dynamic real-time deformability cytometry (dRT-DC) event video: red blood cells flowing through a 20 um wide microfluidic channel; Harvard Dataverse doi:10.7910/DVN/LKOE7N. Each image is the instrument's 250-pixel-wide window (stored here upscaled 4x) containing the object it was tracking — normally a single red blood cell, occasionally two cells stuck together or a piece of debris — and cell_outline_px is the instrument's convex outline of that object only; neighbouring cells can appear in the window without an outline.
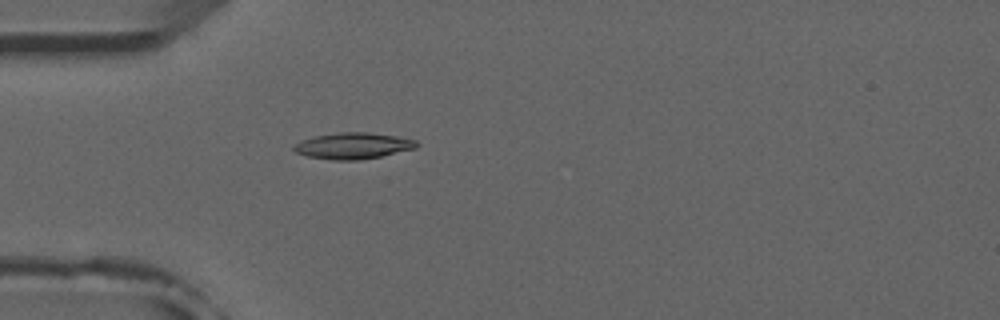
{"species": "common noctule bat (a hibernating species)", "species_latin": "Nyctalus noctula", "temperature_condition": "room temperature", "stored_images_in_passage": 52, "camera_frame_rate_fps": 3000, "um_per_image_px": 0.085, "animal": {"sex": "male", "forearm_length_mm": 52.5}, "frame": {"image": 1, "passage_image": 15, "time_ms": 4.667, "image_size_px": [1000, 320], "cell_outline_px": [[420, 144], [416, 148], [380, 156], [360, 160], [332, 160], [308, 156], [296, 152], [292, 148], [300, 140], [312, 136], [340, 132], [368, 132], [396, 136], [416, 140]], "centroid_in_image_um": [30.01, 12.38], "position_along_channel_um": 55.0, "area_um2": 18.79}}
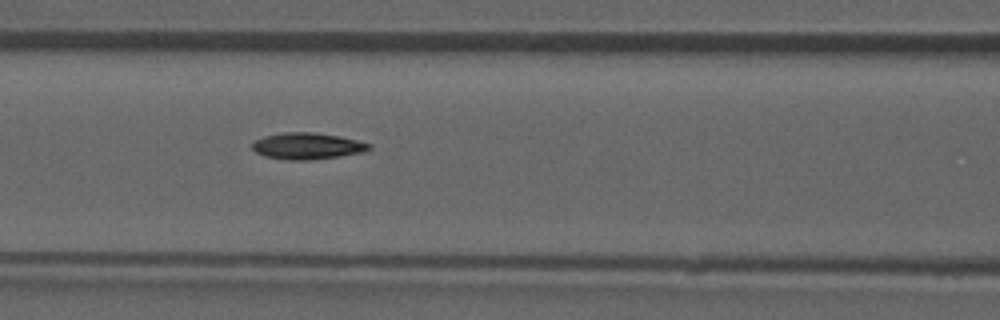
{"frame": {"image": 2, "passage_image": 22, "time_ms": 7.0, "image_size_px": [1000, 320], "cell_outline_px": [[372, 148], [364, 152], [340, 156], [308, 160], [288, 160], [264, 156], [256, 152], [252, 148], [252, 144], [256, 140], [264, 136], [284, 132], [312, 132], [340, 136], [372, 144]], "centroid_in_image_um": [26.14, 12.41], "position_along_channel_um": 140.5, "area_um2": 18.03}}
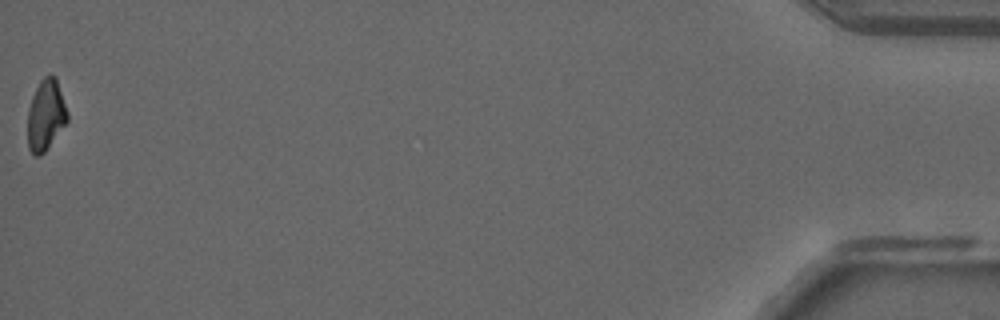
{"frame": {"image": 3, "passage_image": 52, "time_ms": 17.0, "image_size_px": [1000, 320], "cell_outline_px": [[68, 120], [44, 152], [40, 156], [36, 156], [28, 148], [28, 108], [32, 96], [40, 80], [48, 72], [56, 76], [68, 112]], "centroid_in_image_um": [3.89, 9.73], "position_along_channel_um": 431.3, "area_um2": 16.47}, "authors_computed_cell_mechanics": {"area_um2": 17.629, "velocity_mm_per_s": 3.939, "shape_relaxation_time_tau1_ms": 11.2488, "shape_relaxation_time_tau2_ms": null, "deformation_change_tau1": 0.2602, "deformation_change_tau2": null}}